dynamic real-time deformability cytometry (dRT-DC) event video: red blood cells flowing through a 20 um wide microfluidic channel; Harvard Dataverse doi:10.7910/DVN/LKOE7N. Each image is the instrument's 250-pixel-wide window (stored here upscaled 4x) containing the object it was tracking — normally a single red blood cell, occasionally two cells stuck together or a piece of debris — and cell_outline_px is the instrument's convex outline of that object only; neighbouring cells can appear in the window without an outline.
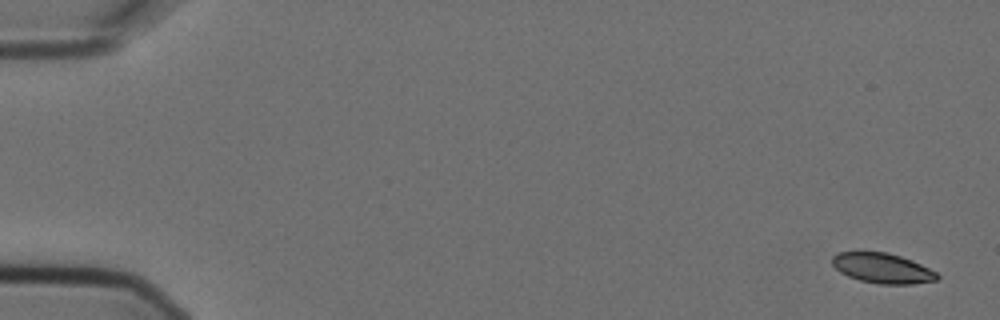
{"species": "Egyptian fruit bat (a non-hibernating species)", "species_latin": "Rousettus aegyptiacus", "temperature_condition": "cold", "stored_images_in_passage": 5, "camera_frame_rate_fps": 3000, "um_per_image_px": 0.085, "animal": {"sex": "female"}, "frame": {"image": 1, "passage_image": 1, "time_ms": 0.0, "image_size_px": [1000, 320], "cell_outline_px": [[940, 276], [936, 280], [912, 284], [880, 284], [860, 280], [848, 276], [840, 272], [832, 264], [832, 256], [836, 252], [888, 252], [912, 260], [936, 272]], "centroid_in_image_um": [74.99, 22.79], "position_along_channel_um": 10.0, "area_um2": 18.32}}
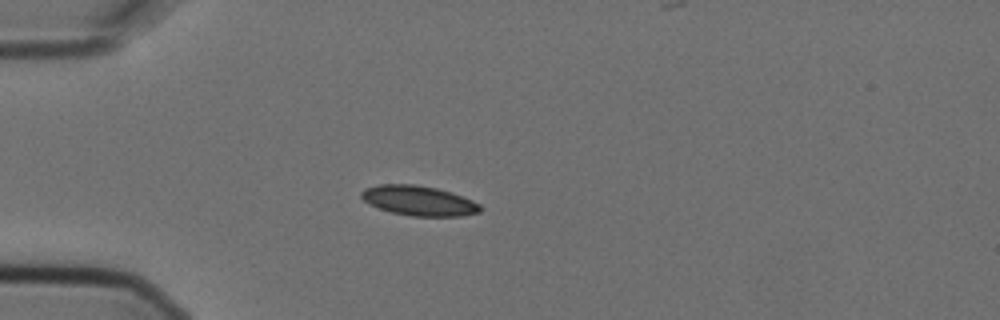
{"frame": {"image": 2, "passage_image": 4, "time_ms": 1.0, "image_size_px": [1000, 320], "cell_outline_px": [[484, 208], [480, 212], [460, 216], [412, 216], [392, 212], [368, 204], [360, 196], [360, 192], [364, 188], [380, 184], [412, 184], [436, 188], [452, 192], [472, 200], [480, 204]], "centroid_in_image_um": [35.6, 17.05], "position_along_channel_um": 49.4, "area_um2": 20.75}}